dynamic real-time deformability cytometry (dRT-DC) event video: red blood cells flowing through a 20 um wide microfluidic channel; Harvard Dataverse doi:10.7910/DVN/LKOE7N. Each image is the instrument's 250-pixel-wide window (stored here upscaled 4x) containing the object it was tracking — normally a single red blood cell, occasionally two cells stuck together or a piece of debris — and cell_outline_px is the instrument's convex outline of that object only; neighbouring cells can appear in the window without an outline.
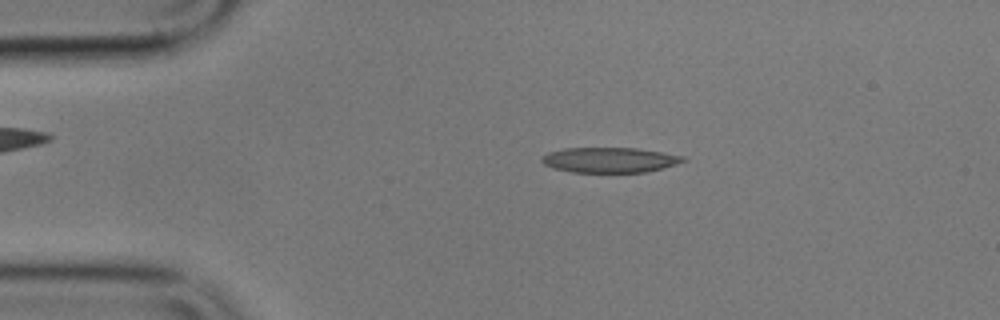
{"species": "common noctule bat (a hibernating species)", "species_latin": "Nyctalus noctula", "temperature_condition": "cold", "stored_images_in_passage": 13, "camera_frame_rate_fps": 3000, "um_per_image_px": 0.085, "animal": {"sex": "male", "body_mass_g": 17.9}, "frame": {"image": 1, "passage_image": 1, "time_ms": 0.0, "image_size_px": [1000, 320], "cell_outline_px": [[688, 160], [664, 168], [644, 172], [572, 172], [552, 168], [544, 164], [540, 160], [540, 156], [548, 152], [564, 148], [636, 148], [664, 152], [684, 156]], "centroid_in_image_um": [51.81, 13.59], "position_along_channel_um": 33.2, "area_um2": 20.92}}
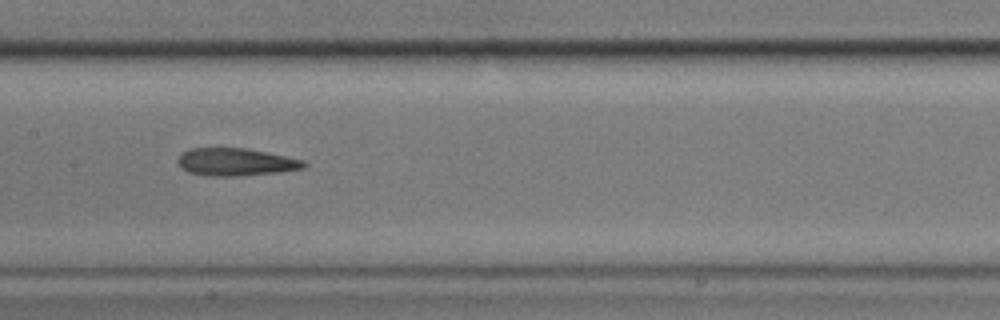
{"frame": {"image": 2, "passage_image": 6, "time_ms": 5.667, "image_size_px": [1000, 320], "cell_outline_px": [[308, 164], [304, 168], [280, 172], [236, 176], [208, 176], [188, 172], [176, 160], [184, 152], [192, 148], [244, 148], [304, 160]], "centroid_in_image_um": [20.06, 13.78], "position_along_channel_um": 187.3, "area_um2": 20.0}}
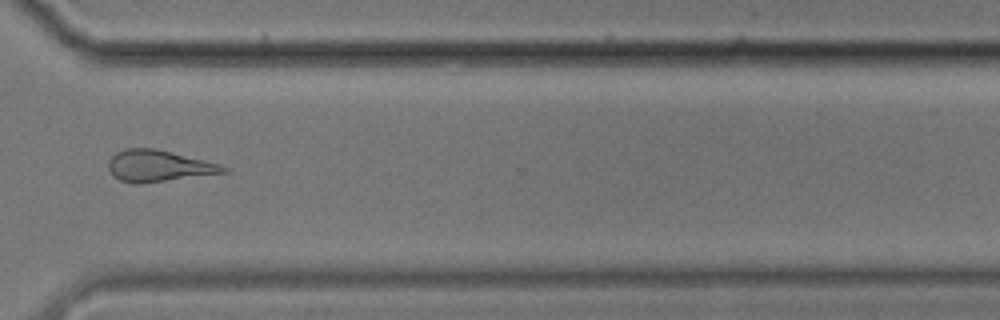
{"frame": {"image": 3, "passage_image": 10, "time_ms": 10.667, "image_size_px": [1000, 320], "cell_outline_px": [[228, 172], [140, 184], [132, 184], [120, 180], [112, 176], [108, 168], [108, 160], [116, 152], [124, 148], [152, 148], [172, 152], [220, 164], [228, 168]], "centroid_in_image_um": [13.43, 14.11], "position_along_channel_um": 357.2, "area_um2": 21.15}, "authors_computed_cell_mechanics": {"area_um2": 20.9236, "velocity_mm_per_s": 3.4139, "shape_relaxation_time_tau1_ms": null, "shape_relaxation_time_tau2_ms": 5.4671, "deformation_change_tau1": null, "deformation_change_tau2": 0.1636}}